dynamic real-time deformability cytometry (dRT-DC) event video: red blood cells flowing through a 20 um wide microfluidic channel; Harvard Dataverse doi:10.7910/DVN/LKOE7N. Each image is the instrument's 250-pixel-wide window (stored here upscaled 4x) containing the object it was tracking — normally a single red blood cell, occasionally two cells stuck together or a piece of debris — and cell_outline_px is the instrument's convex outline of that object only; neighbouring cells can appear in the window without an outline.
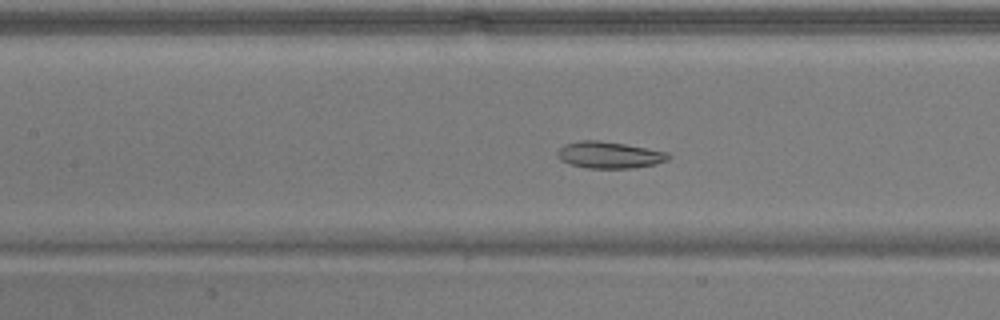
{"species": "common noctule bat (a hibernating species)", "species_latin": "Nyctalus noctula", "temperature_condition": "warm", "stored_images_in_passage": 54, "camera_frame_rate_fps": 3000, "um_per_image_px": 0.085, "animal": {"sex": "male", "body_mass_g": 17.9}, "frame": {"image": 1, "passage_image": 25, "time_ms": 8.0, "image_size_px": [1000, 320], "cell_outline_px": [[672, 156], [668, 160], [656, 164], [632, 168], [584, 168], [560, 160], [556, 152], [564, 144], [580, 140], [596, 140], [624, 144], [668, 152]], "centroid_in_image_um": [51.8, 13.17], "position_along_channel_um": 155.6, "area_um2": 17.22}}
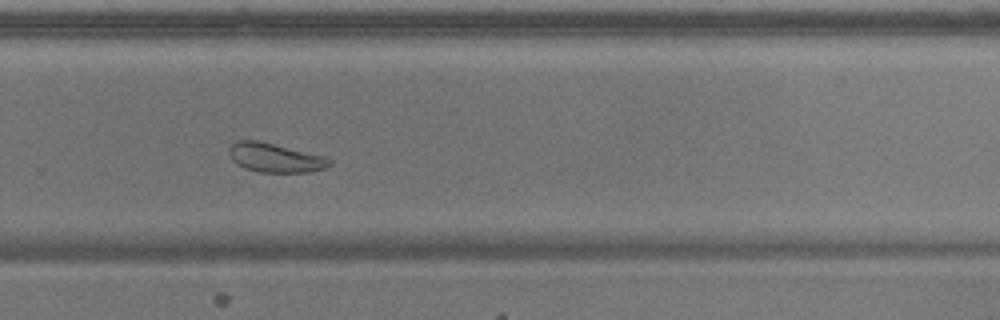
{"frame": {"image": 2, "passage_image": 37, "time_ms": 12.0, "image_size_px": [1000, 320], "cell_outline_px": [[332, 164], [324, 168], [308, 172], [260, 172], [244, 168], [236, 164], [232, 160], [228, 152], [228, 148], [236, 140], [256, 140], [324, 156], [332, 160]], "centroid_in_image_um": [23.35, 13.41], "position_along_channel_um": 306.5, "area_um2": 16.94}}
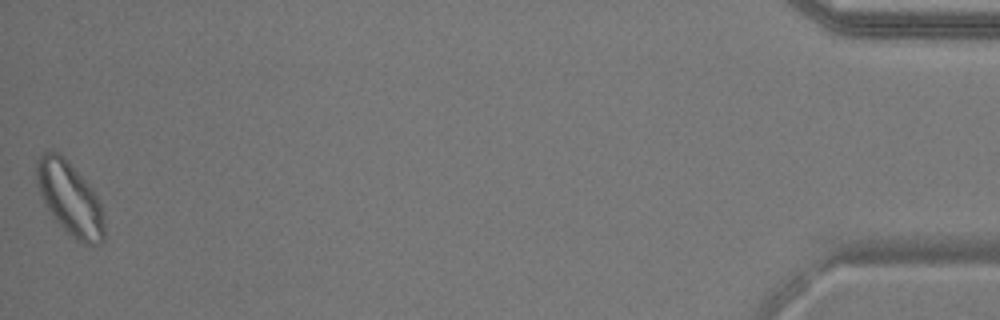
{"frame": {"image": 3, "passage_image": 54, "time_ms": 17.667, "image_size_px": [1000, 320], "cell_outline_px": [[104, 240], [100, 244], [84, 244], [76, 240], [56, 220], [48, 208], [40, 192], [36, 180], [36, 160], [44, 152], [56, 152], [64, 156], [68, 160], [92, 188], [100, 200], [104, 216]], "centroid_in_image_um": [5.97, 16.87], "position_along_channel_um": 429.2, "area_um2": 28.67}, "authors_computed_cell_mechanics": {"area_um2": 22.6865, "velocity_mm_per_s": 3.7801, "shape_relaxation_time_tau1_ms": 7.3177, "shape_relaxation_time_tau2_ms": 2.5161, "deformation_change_tau1": 0.0973, "deformation_change_tau2": 0.0776}}